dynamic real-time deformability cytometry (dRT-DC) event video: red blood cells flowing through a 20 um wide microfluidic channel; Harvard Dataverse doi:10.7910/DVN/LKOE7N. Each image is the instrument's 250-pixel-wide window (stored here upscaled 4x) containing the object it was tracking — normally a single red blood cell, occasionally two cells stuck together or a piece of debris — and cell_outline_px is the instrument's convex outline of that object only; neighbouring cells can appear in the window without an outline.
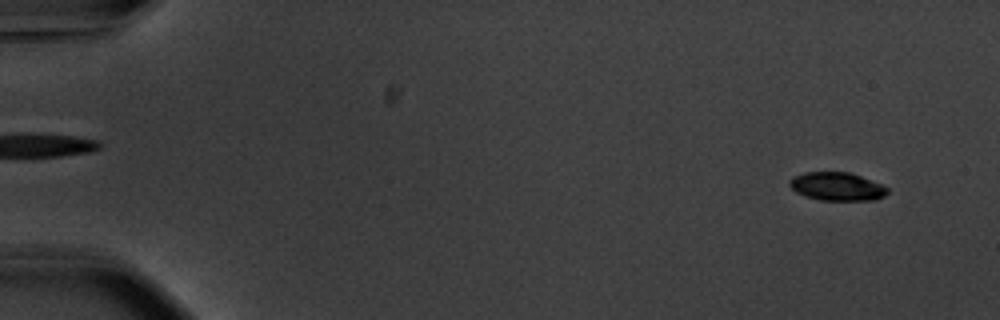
{"species": "common noctule bat (a hibernating species)", "species_latin": "Nyctalus noctula", "temperature_condition": "warm", "stored_images_in_passage": 56, "camera_frame_rate_fps": 3000, "um_per_image_px": 0.085, "animal": {"sex": "male", "body_mass_g": 20.1, "forearm_length_mm": 53.5}, "frame": {"image": 1, "passage_image": 4, "time_ms": 1.0, "image_size_px": [1000, 320], "cell_outline_px": [[888, 192], [884, 196], [876, 200], [820, 200], [804, 196], [796, 192], [788, 184], [788, 180], [792, 176], [804, 172], [848, 172], [860, 176], [880, 184], [888, 188]], "centroid_in_image_um": [71.1, 15.85], "position_along_channel_um": 13.9, "area_um2": 16.18}}
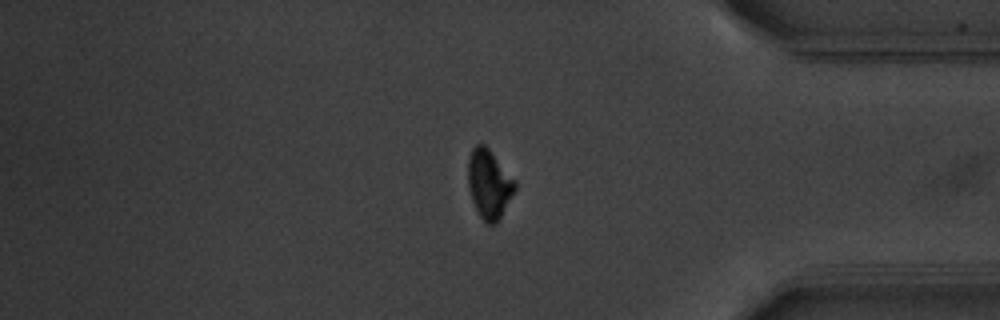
{"frame": {"image": 2, "passage_image": 47, "time_ms": 15.333, "image_size_px": [1000, 320], "cell_outline_px": [[516, 188], [496, 224], [488, 224], [480, 216], [472, 200], [468, 188], [468, 156], [472, 148], [476, 144], [484, 144], [488, 148], [516, 180]], "centroid_in_image_um": [41.56, 15.61], "position_along_channel_um": 393.6, "area_um2": 18.73}}
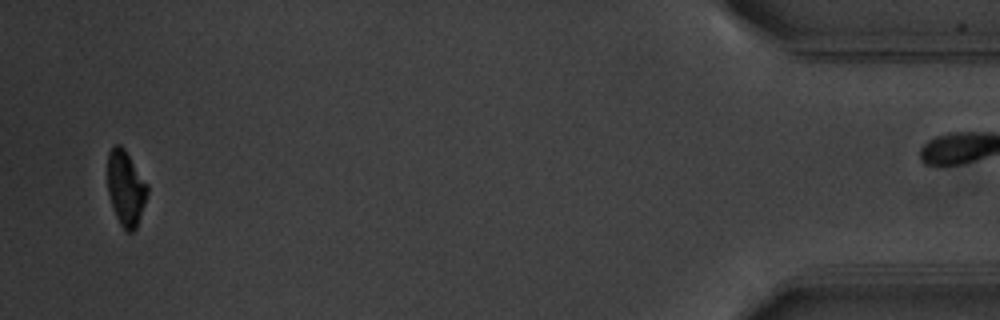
{"frame": {"image": 3, "passage_image": 54, "time_ms": 17.667, "image_size_px": [1000, 320], "cell_outline_px": [[148, 192], [136, 228], [132, 232], [128, 232], [120, 224], [112, 208], [108, 192], [108, 152], [112, 144], [120, 144], [124, 148], [148, 184]], "centroid_in_image_um": [10.68, 15.96], "position_along_channel_um": 424.5, "area_um2": 17.4}, "authors_computed_cell_mechanics": {"area_um2": 18.5538, "velocity_mm_per_s": 3.7278, "shape_relaxation_time_tau1_ms": 2.2423, "shape_relaxation_time_tau2_ms": null, "deformation_change_tau1": 0.1419, "deformation_change_tau2": null}}